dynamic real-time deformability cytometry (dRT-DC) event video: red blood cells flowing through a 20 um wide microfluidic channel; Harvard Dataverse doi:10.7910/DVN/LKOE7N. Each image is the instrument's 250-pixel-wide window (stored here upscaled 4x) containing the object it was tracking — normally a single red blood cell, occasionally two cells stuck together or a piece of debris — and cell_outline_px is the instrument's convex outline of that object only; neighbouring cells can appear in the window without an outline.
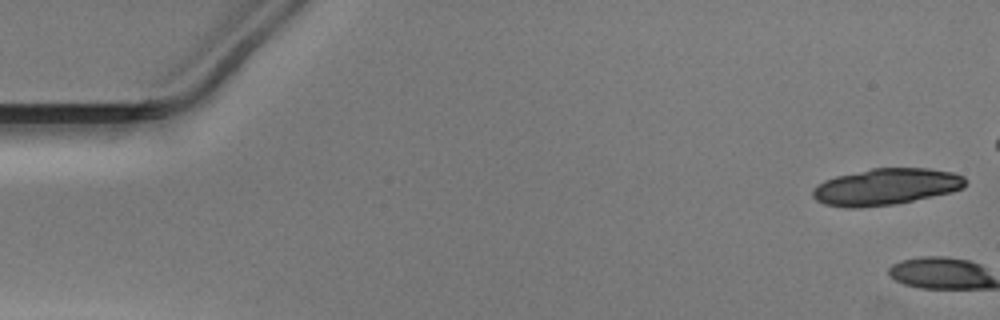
{"species": "Egyptian fruit bat (a non-hibernating species)", "species_latin": "Rousettus aegyptiacus", "temperature_condition": "warm", "stored_images_in_passage": 7, "camera_frame_rate_fps": 3000, "um_per_image_px": 0.085, "animal": {"sex": "male"}, "frame": {"image": 1, "passage_image": 1, "time_ms": 0.0, "image_size_px": [1000, 320], "cell_outline_px": [[968, 180], [964, 188], [952, 192], [896, 204], [860, 208], [844, 208], [824, 204], [816, 200], [812, 196], [812, 188], [816, 184], [824, 180], [836, 176], [872, 168], [928, 168], [952, 172], [964, 176]], "centroid_in_image_um": [75.3, 15.88], "position_along_channel_um": 9.7, "area_um2": 32.95}}